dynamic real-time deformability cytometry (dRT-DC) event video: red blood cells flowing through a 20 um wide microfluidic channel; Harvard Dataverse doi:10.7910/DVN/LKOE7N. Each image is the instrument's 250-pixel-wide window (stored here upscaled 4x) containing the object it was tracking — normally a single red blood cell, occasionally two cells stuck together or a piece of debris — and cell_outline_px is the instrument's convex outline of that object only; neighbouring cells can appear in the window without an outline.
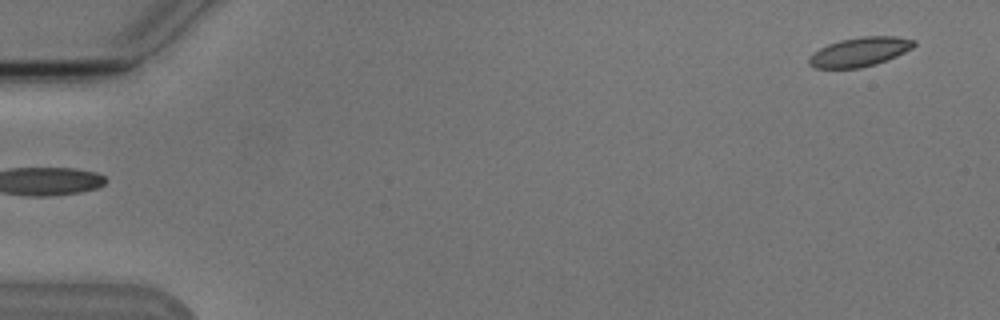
{"species": "Egyptian fruit bat (a non-hibernating species)", "species_latin": "Rousettus aegyptiacus", "temperature_condition": "cold", "stored_images_in_passage": 5, "camera_frame_rate_fps": 3000, "um_per_image_px": 0.085, "animal": {"sex": "male"}, "frame": {"image": 1, "passage_image": 1, "time_ms": 0.0, "image_size_px": [1000, 320], "cell_outline_px": [[916, 44], [912, 48], [896, 56], [876, 64], [860, 68], [812, 68], [808, 64], [808, 56], [812, 52], [828, 44], [840, 40], [860, 36], [896, 36], [916, 40]], "centroid_in_image_um": [73.04, 4.41], "position_along_channel_um": 12.0, "area_um2": 18.03}}
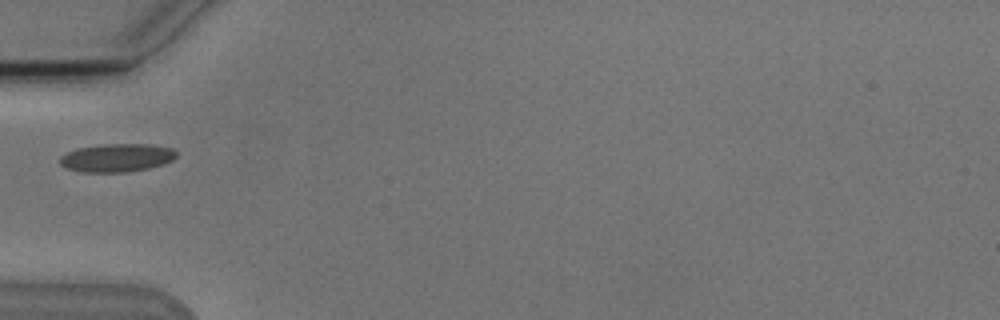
{"frame": {"image": 2, "passage_image": 5, "time_ms": 5.333, "image_size_px": [1000, 320], "cell_outline_px": [[176, 156], [172, 160], [164, 164], [148, 168], [128, 172], [80, 172], [68, 168], [60, 164], [60, 156], [76, 148], [100, 144], [152, 144], [172, 148], [176, 152]], "centroid_in_image_um": [9.93, 13.4], "position_along_channel_um": 75.1, "area_um2": 19.25}}